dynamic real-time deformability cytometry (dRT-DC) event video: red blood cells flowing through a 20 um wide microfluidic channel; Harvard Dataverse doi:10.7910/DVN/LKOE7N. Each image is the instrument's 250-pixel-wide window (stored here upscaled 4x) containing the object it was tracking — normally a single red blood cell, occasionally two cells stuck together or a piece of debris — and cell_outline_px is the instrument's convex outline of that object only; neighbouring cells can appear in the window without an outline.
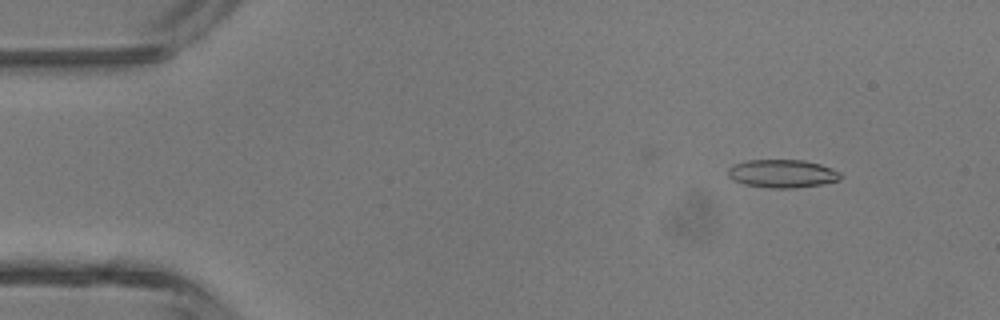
{"species": "common noctule bat (a hibernating species)", "species_latin": "Nyctalus noctula", "temperature_condition": "room temperature", "stored_images_in_passage": 45, "camera_frame_rate_fps": 3000, "um_per_image_px": 0.085, "animal": {"sex": "male", "body_mass_g": 13.3}, "frame": {"image": 1, "passage_image": 4, "time_ms": 1.0, "image_size_px": [1000, 320], "cell_outline_px": [[844, 176], [840, 180], [820, 184], [796, 188], [768, 188], [744, 184], [732, 180], [728, 176], [728, 168], [736, 164], [748, 160], [804, 160], [820, 164], [832, 168], [840, 172]], "centroid_in_image_um": [66.52, 14.76], "position_along_channel_um": 18.5, "area_um2": 18.55}}
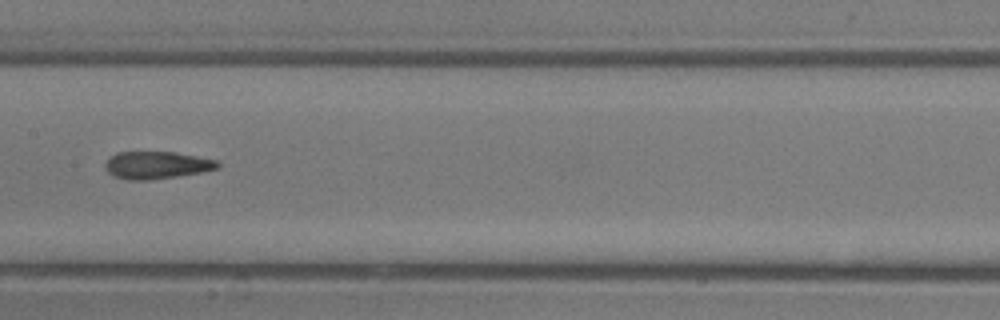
{"frame": {"image": 2, "passage_image": 22, "time_ms": 7.0, "image_size_px": [1000, 320], "cell_outline_px": [[220, 168], [204, 172], [148, 180], [124, 180], [112, 176], [104, 168], [104, 164], [116, 152], [176, 152], [216, 160], [220, 164]], "centroid_in_image_um": [13.31, 14.04], "position_along_channel_um": 194.1, "area_um2": 18.09}}
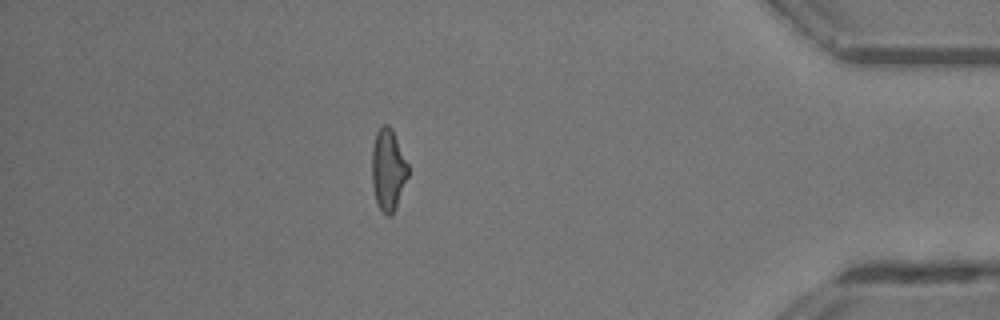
{"frame": {"image": 3, "passage_image": 39, "time_ms": 12.667, "image_size_px": [1000, 320], "cell_outline_px": [[408, 176], [396, 208], [388, 216], [380, 208], [376, 200], [372, 184], [372, 148], [376, 132], [380, 124], [388, 124], [392, 128], [408, 164]], "centroid_in_image_um": [32.98, 14.37], "position_along_channel_um": 402.2, "area_um2": 17.17}, "authors_computed_cell_mechanics": {"area_um2": 18.0914, "velocity_mm_per_s": 4.4778, "shape_relaxation_time_tau1_ms": 7.1806, "shape_relaxation_time_tau2_ms": 2.4314, "deformation_change_tau1": 0.2008, "deformation_change_tau2": 0.1067}}